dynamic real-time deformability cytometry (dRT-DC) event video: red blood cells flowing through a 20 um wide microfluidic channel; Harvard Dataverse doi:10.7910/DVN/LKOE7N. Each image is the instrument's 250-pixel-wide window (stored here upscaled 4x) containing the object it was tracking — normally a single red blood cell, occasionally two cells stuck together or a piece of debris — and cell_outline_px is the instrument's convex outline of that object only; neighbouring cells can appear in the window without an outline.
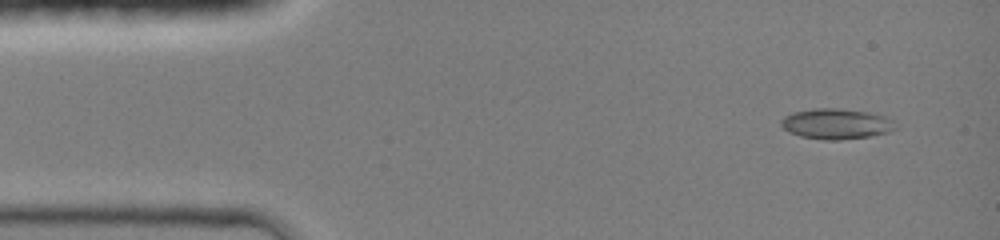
{"species": "common noctule bat (a hibernating species)", "species_latin": "Nyctalus noctula", "temperature_condition": "room temperature", "stored_images_in_passage": 12, "camera_frame_rate_fps": 3000, "um_per_image_px": 0.085, "animal": {"sex": "female", "body_mass_g": 19.0, "forearm_length_mm": 51.5}, "frame": {"image": 1, "passage_image": 2, "time_ms": 0.333, "image_size_px": [1000, 240], "cell_outline_px": [[900, 128], [888, 132], [868, 136], [840, 140], [824, 140], [800, 136], [788, 132], [780, 124], [780, 120], [784, 116], [792, 112], [812, 108], [840, 108], [868, 112], [884, 116], [892, 120]], "centroid_in_image_um": [71.07, 10.52], "position_along_channel_um": 13.9, "area_um2": 20.52}}
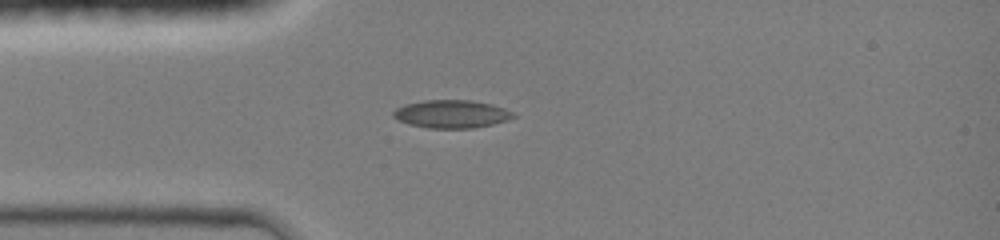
{"frame": {"image": 2, "passage_image": 9, "time_ms": 3.0, "image_size_px": [1000, 240], "cell_outline_px": [[516, 116], [508, 120], [492, 124], [472, 128], [428, 128], [408, 124], [392, 116], [392, 112], [396, 108], [404, 104], [424, 100], [468, 100], [492, 104], [504, 108], [512, 112]], "centroid_in_image_um": [38.36, 9.69], "position_along_channel_um": 46.6, "area_um2": 19.54}}
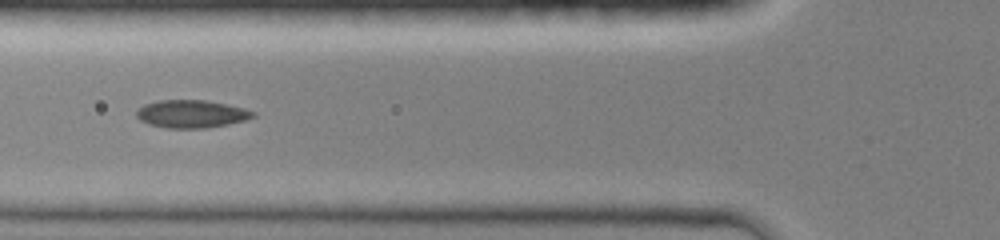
{"frame": {"image": 3, "passage_image": 11, "time_ms": 4.667, "image_size_px": [1000, 240], "cell_outline_px": [[256, 116], [244, 120], [228, 124], [204, 128], [164, 128], [148, 124], [140, 120], [136, 116], [136, 108], [144, 104], [160, 100], [204, 100], [228, 104], [244, 108], [256, 112]], "centroid_in_image_um": [16.25, 9.68], "position_along_channel_um": 109.6, "area_um2": 19.02}}